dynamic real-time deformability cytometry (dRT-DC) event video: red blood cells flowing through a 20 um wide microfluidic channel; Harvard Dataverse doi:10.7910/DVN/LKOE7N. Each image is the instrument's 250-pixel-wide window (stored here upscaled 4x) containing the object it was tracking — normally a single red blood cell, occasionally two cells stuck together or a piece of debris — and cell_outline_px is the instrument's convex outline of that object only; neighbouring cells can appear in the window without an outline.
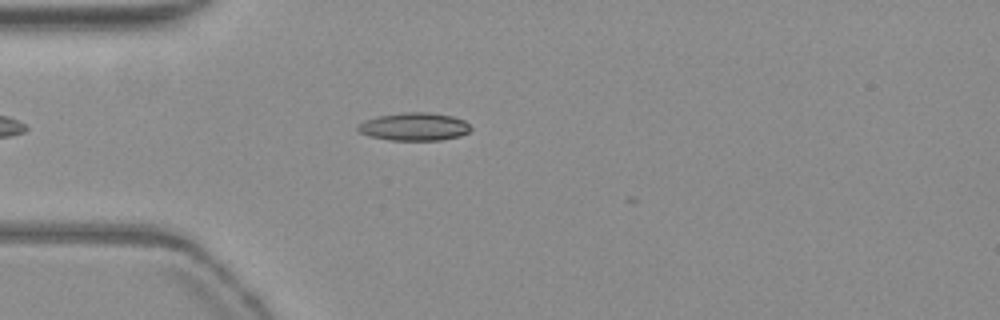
{"species": "common noctule bat (a hibernating species)", "species_latin": "Nyctalus noctula", "temperature_condition": "warm", "stored_images_in_passage": 7, "camera_frame_rate_fps": 3000, "um_per_image_px": 0.085, "animal": {"sex": "female", "body_mass_g": 19.3, "forearm_length_mm": 54.1}, "frame": {"image": 1, "passage_image": 2, "time_ms": 0.333, "image_size_px": [1000, 320], "cell_outline_px": [[472, 128], [468, 132], [460, 136], [440, 140], [392, 140], [372, 136], [360, 132], [356, 128], [364, 120], [376, 116], [404, 112], [428, 112], [452, 116], [464, 120]], "centroid_in_image_um": [35.23, 10.76], "position_along_channel_um": 49.8, "area_um2": 18.26}}
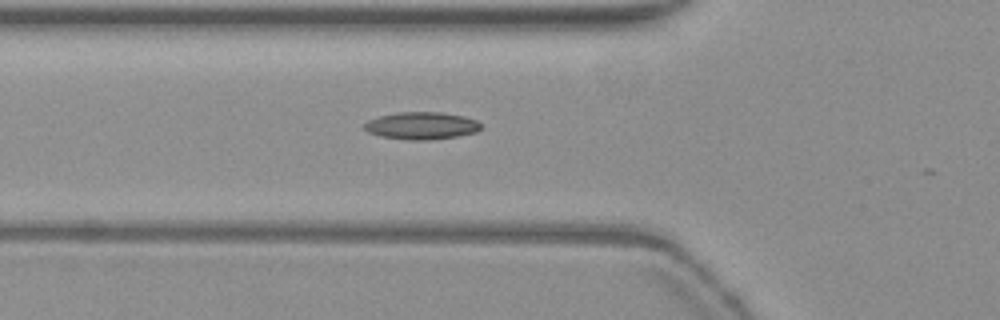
{"frame": {"image": 2, "passage_image": 6, "time_ms": 1.667, "image_size_px": [1000, 320], "cell_outline_px": [[480, 128], [476, 132], [456, 136], [432, 140], [408, 140], [380, 136], [368, 132], [364, 128], [364, 124], [368, 120], [380, 116], [396, 112], [440, 112], [464, 116], [476, 120], [480, 124]], "centroid_in_image_um": [35.81, 10.68], "position_along_channel_um": 90.0, "area_um2": 18.55}}